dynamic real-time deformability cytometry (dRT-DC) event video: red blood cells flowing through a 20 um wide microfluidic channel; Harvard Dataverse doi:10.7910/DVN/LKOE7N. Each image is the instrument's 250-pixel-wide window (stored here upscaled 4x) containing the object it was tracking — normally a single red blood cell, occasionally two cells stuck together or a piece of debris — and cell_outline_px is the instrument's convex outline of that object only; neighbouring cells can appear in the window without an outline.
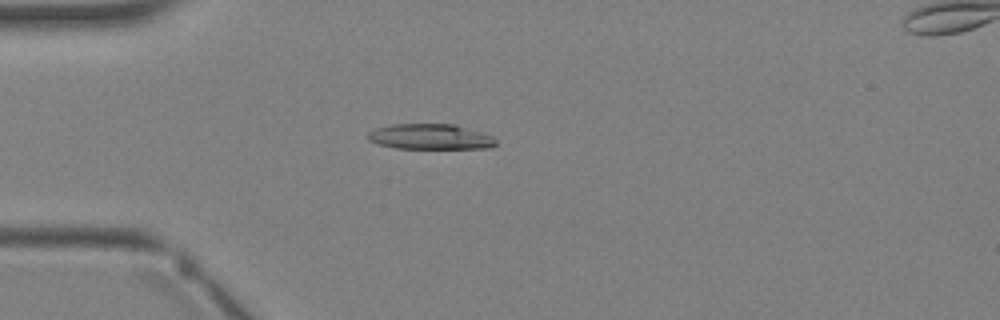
{"species": "Egyptian fruit bat (a non-hibernating species)", "species_latin": "Rousettus aegyptiacus", "temperature_condition": "warm", "stored_images_in_passage": 2, "camera_frame_rate_fps": 3000, "um_per_image_px": 0.085, "animal": {"sex": "female"}, "frame": {"image": 1, "passage_image": 1, "time_ms": 0.0, "image_size_px": [1000, 320], "cell_outline_px": [[496, 144], [488, 148], [396, 148], [380, 144], [368, 140], [364, 136], [368, 132], [376, 128], [392, 124], [452, 124], [480, 132], [492, 136], [496, 140]], "centroid_in_image_um": [36.52, 11.62], "position_along_channel_um": 48.5, "area_um2": 18.79}}